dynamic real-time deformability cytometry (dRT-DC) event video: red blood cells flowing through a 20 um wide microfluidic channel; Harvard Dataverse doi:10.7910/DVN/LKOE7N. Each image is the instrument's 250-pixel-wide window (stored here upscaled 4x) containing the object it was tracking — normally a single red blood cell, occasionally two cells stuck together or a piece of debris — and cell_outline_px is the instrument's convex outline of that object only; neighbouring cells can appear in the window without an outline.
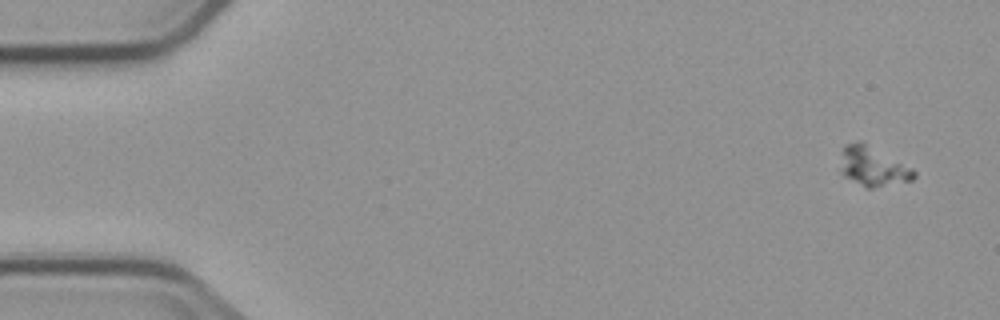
{"species": "common noctule bat (a hibernating species)", "species_latin": "Nyctalus noctula", "temperature_condition": "cold", "stored_images_in_passage": 5, "camera_frame_rate_fps": 3000, "um_per_image_px": 0.085, "animal": {"sex": "male", "body_mass_g": 23.1, "forearm_length_mm": 52.7}, "frame": {"image": 1, "passage_image": 1, "time_ms": 0.0, "image_size_px": [1000, 320], "cell_outline_px": [[916, 176], [912, 180], [872, 188], [868, 188], [844, 176], [844, 144], [860, 140], [912, 168], [916, 172]], "centroid_in_image_um": [74.26, 14.15], "position_along_channel_um": 10.7, "area_um2": 16.13}}
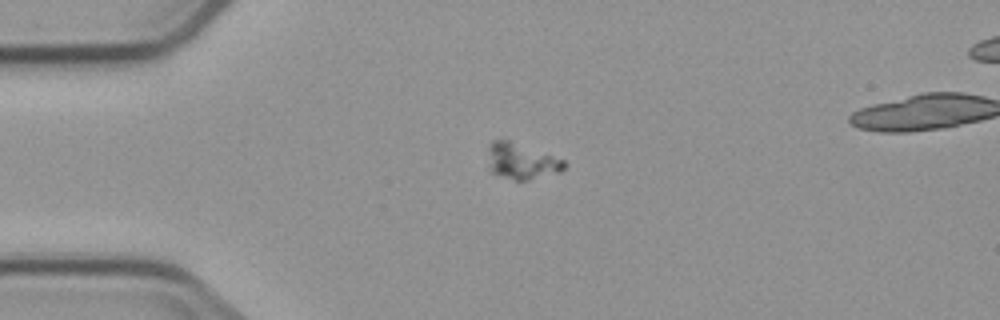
{"frame": {"image": 2, "passage_image": 4, "time_ms": 3.667, "image_size_px": [1000, 320], "cell_outline_px": [[564, 168], [560, 172], [528, 180], [516, 180], [492, 172], [488, 168], [488, 148], [492, 140], [508, 140], [564, 160]], "centroid_in_image_um": [44.29, 13.7], "position_along_channel_um": 40.7, "area_um2": 15.61}}